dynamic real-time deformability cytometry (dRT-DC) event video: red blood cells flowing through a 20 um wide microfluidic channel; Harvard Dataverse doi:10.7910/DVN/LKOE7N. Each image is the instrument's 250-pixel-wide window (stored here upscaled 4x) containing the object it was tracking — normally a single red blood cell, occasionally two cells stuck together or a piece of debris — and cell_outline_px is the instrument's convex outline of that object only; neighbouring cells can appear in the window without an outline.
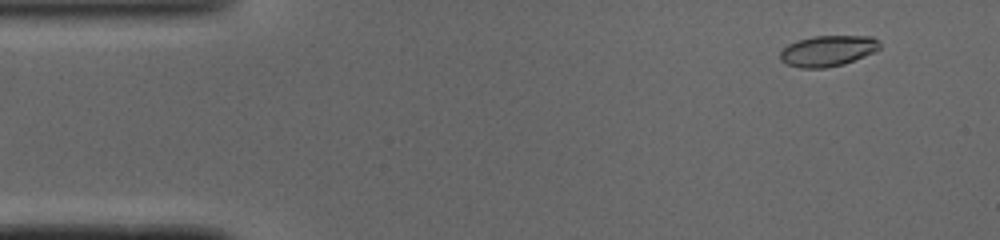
{"species": "common noctule bat (a hibernating species)", "species_latin": "Nyctalus noctula", "temperature_condition": "cold", "stored_images_in_passage": 49, "camera_frame_rate_fps": 3000, "um_per_image_px": 0.085, "animal": {"sex": "male", "body_mass_g": 19.0, "forearm_length_mm": 50.8}, "frame": {"image": 1, "passage_image": 4, "time_ms": 1.0, "image_size_px": [1000, 240], "cell_outline_px": [[880, 48], [876, 52], [844, 64], [824, 68], [800, 68], [788, 64], [780, 60], [780, 52], [788, 44], [796, 40], [816, 36], [872, 36], [880, 40]], "centroid_in_image_um": [70.39, 4.32], "position_along_channel_um": 14.6, "area_um2": 18.03}}
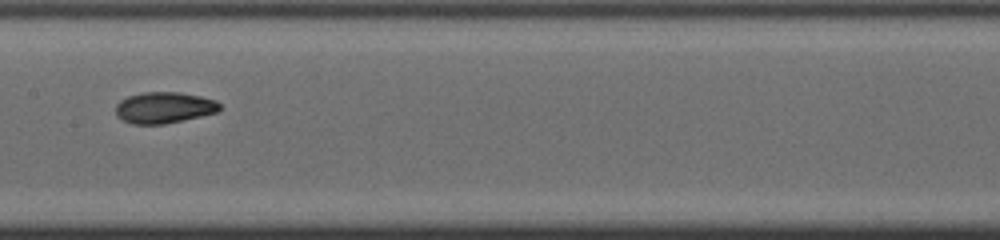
{"frame": {"image": 2, "passage_image": 24, "time_ms": 7.667, "image_size_px": [1000, 240], "cell_outline_px": [[220, 108], [216, 112], [200, 116], [164, 124], [132, 124], [116, 116], [116, 104], [120, 100], [128, 96], [144, 92], [180, 92], [200, 96], [216, 100], [220, 104]], "centroid_in_image_um": [13.93, 9.14], "position_along_channel_um": 193.5, "area_um2": 18.84}}
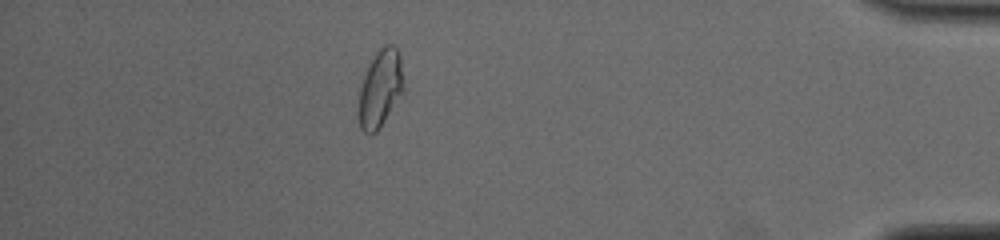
{"frame": {"image": 3, "passage_image": 43, "time_ms": 14.0, "image_size_px": [1000, 240], "cell_outline_px": [[404, 92], [376, 132], [364, 132], [360, 128], [360, 88], [364, 76], [376, 52], [384, 44], [392, 44], [400, 52], [404, 88]], "centroid_in_image_um": [32.37, 7.47], "position_along_channel_um": 402.8, "area_um2": 19.83}, "authors_computed_cell_mechanics": {"area_um2": 18.6694, "velocity_mm_per_s": 4.0976, "shape_relaxation_time_tau1_ms": 6.1804, "shape_relaxation_time_tau2_ms": 2.3502, "deformation_change_tau1": 0.1837, "deformation_change_tau2": 0.0619}}